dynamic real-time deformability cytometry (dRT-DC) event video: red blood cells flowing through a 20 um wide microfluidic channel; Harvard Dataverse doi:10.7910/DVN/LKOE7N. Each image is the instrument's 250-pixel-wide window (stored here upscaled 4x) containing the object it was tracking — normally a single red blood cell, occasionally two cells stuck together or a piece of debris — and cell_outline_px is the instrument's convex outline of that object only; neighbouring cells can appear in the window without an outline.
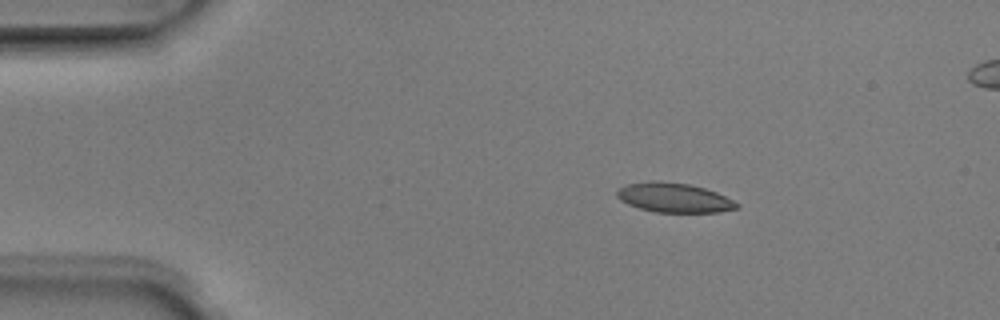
{"species": "Egyptian fruit bat (a non-hibernating species)", "species_latin": "Rousettus aegyptiacus", "temperature_condition": "room temperature", "stored_images_in_passage": 5, "camera_frame_rate_fps": 3000, "um_per_image_px": 0.085, "animal": {"sex": "male"}, "frame": {"image": 1, "passage_image": 2, "time_ms": 0.333, "image_size_px": [1000, 320], "cell_outline_px": [[740, 208], [720, 212], [656, 212], [640, 208], [628, 204], [620, 200], [616, 196], [616, 192], [620, 188], [628, 184], [656, 180], [688, 184], [704, 188], [716, 192], [740, 204]], "centroid_in_image_um": [57.31, 16.81], "position_along_channel_um": 27.7, "area_um2": 20.46}}
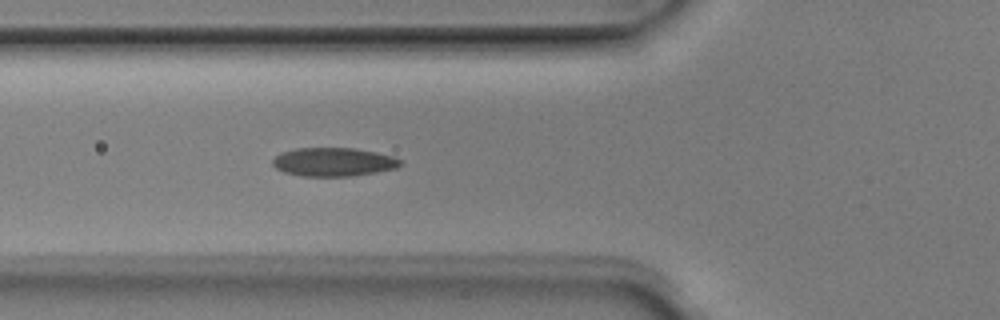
{"frame": {"image": 2, "passage_image": 5, "time_ms": 1.333, "image_size_px": [1000, 320], "cell_outline_px": [[404, 160], [396, 168], [376, 172], [352, 176], [300, 176], [284, 172], [276, 168], [272, 164], [272, 160], [280, 152], [296, 148], [356, 148], [376, 152], [392, 156]], "centroid_in_image_um": [28.34, 13.76], "position_along_channel_um": 97.5, "area_um2": 21.39}}